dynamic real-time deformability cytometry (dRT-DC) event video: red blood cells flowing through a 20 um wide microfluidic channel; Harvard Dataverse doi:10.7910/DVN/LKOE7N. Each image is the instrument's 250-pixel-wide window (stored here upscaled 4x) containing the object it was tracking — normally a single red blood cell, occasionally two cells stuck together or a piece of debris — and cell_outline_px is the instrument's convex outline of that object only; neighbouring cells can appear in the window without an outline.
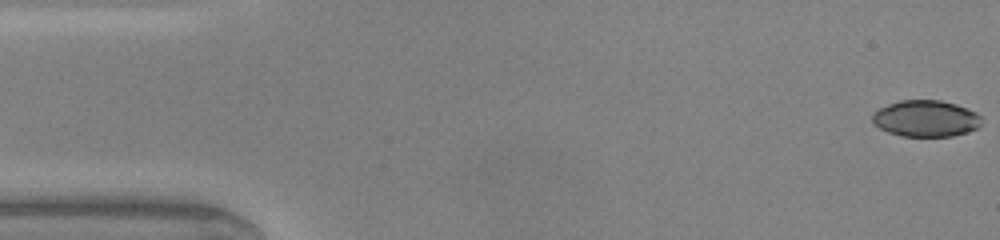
{"species": "common noctule bat (a hibernating species)", "species_latin": "Nyctalus noctula", "temperature_condition": "warm", "stored_images_in_passage": 48, "camera_frame_rate_fps": 3000, "um_per_image_px": 0.085, "animal": {"sex": "male", "body_mass_g": 20.0, "forearm_length_mm": 53.3}, "frame": {"image": 1, "passage_image": 1, "time_ms": 0.0, "image_size_px": [1000, 240], "cell_outline_px": [[980, 124], [976, 128], [968, 132], [952, 136], [900, 136], [888, 132], [872, 124], [872, 112], [888, 104], [900, 100], [940, 100], [956, 104], [968, 108], [976, 112], [980, 116]], "centroid_in_image_um": [78.66, 10.07], "position_along_channel_um": 6.3, "area_um2": 23.29}}
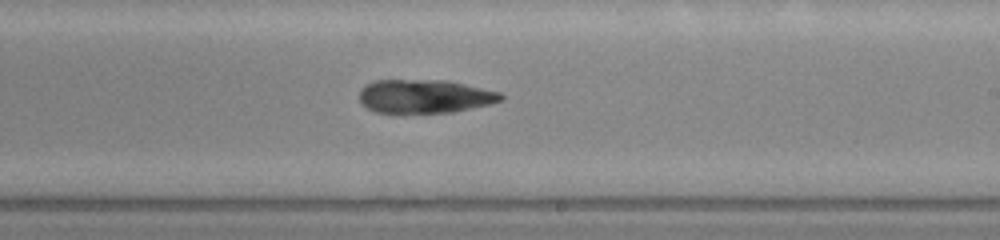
{"frame": {"image": 2, "passage_image": 28, "time_ms": 9.0, "image_size_px": [1000, 240], "cell_outline_px": [[504, 100], [488, 104], [452, 112], [376, 112], [360, 104], [360, 88], [372, 80], [448, 80], [500, 92], [504, 96]], "centroid_in_image_um": [36.08, 8.17], "position_along_channel_um": 252.9, "area_um2": 27.63}}
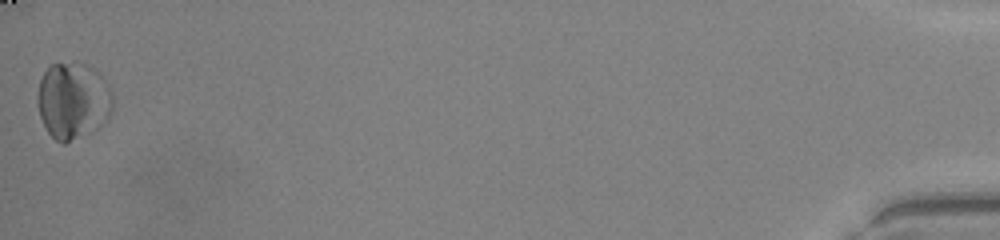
{"frame": {"image": 3, "passage_image": 48, "time_ms": 15.667, "image_size_px": [1000, 240], "cell_outline_px": [[112, 108], [108, 116], [96, 128], [64, 144], [56, 140], [48, 132], [40, 116], [36, 100], [36, 96], [40, 80], [44, 72], [52, 64], [76, 60], [92, 68], [108, 84], [112, 92]], "centroid_in_image_um": [6.17, 8.51], "position_along_channel_um": 429.0, "area_um2": 33.47}, "authors_computed_cell_mechanics": {"area_um2": 26.3279, "velocity_mm_per_s": 4.2045, "shape_relaxation_time_tau1_ms": null, "shape_relaxation_time_tau2_ms": 5.1716, "deformation_change_tau1": null, "deformation_change_tau2": 0.112}}